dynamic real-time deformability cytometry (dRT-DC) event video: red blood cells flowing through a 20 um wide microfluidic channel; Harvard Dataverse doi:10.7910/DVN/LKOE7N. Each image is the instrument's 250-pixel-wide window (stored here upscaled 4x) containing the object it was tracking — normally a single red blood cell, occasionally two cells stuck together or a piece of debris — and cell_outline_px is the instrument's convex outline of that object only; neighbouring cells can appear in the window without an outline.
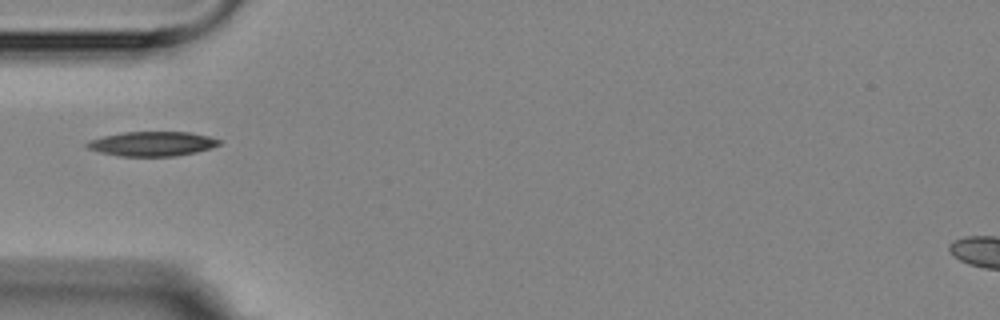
{"species": "Egyptian fruit bat (a non-hibernating species)", "species_latin": "Rousettus aegyptiacus", "temperature_condition": "room temperature", "stored_images_in_passage": 1, "camera_frame_rate_fps": 3000, "um_per_image_px": 0.085, "animal": {"sex": "female"}, "frame": {"image": 1, "passage_image": 1, "time_ms": 0.0, "image_size_px": [1000, 320], "cell_outline_px": [[220, 144], [212, 148], [196, 152], [176, 156], [120, 156], [100, 152], [88, 148], [84, 144], [88, 140], [104, 136], [124, 132], [188, 132], [208, 136], [220, 140]], "centroid_in_image_um": [12.93, 12.22], "position_along_channel_um": 72.1, "area_um2": 18.84}}